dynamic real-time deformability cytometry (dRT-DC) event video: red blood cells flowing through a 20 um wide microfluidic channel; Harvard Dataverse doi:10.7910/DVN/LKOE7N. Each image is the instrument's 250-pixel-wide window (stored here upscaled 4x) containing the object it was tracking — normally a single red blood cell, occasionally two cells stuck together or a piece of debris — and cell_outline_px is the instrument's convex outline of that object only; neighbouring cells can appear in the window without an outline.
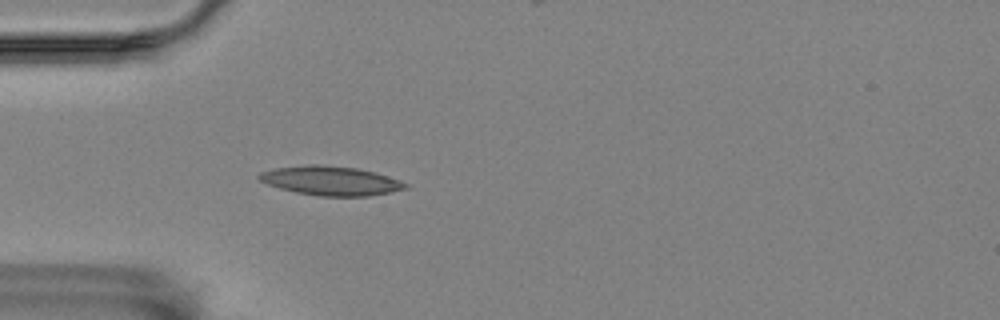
{"species": "Egyptian fruit bat (a non-hibernating species)", "species_latin": "Rousettus aegyptiacus", "temperature_condition": "room temperature", "stored_images_in_passage": 29, "camera_frame_rate_fps": 3000, "um_per_image_px": 0.085, "animal": {"sex": "female"}, "frame": {"image": 1, "passage_image": 5, "time_ms": 1.333, "image_size_px": [1000, 320], "cell_outline_px": [[408, 188], [392, 192], [368, 196], [320, 196], [296, 192], [280, 188], [268, 184], [260, 180], [256, 176], [260, 172], [276, 168], [308, 164], [316, 164], [356, 168], [372, 172], [400, 180], [408, 184]], "centroid_in_image_um": [28.11, 15.37], "position_along_channel_um": 56.9, "area_um2": 24.68}}
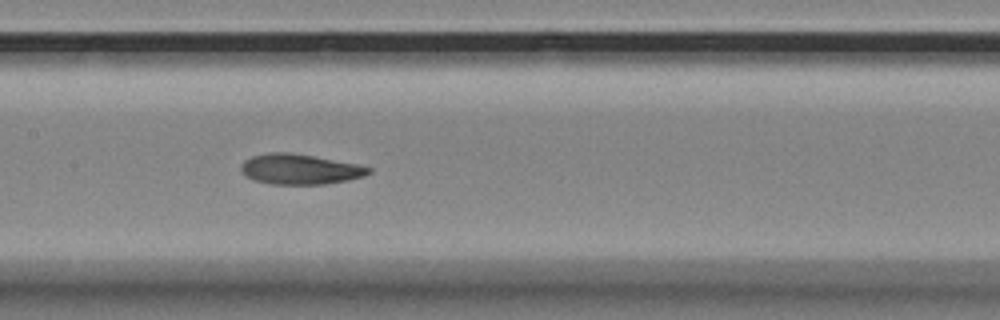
{"frame": {"image": 2, "passage_image": 16, "time_ms": 5.0, "image_size_px": [1000, 320], "cell_outline_px": [[372, 172], [364, 176], [348, 180], [324, 184], [272, 184], [252, 180], [244, 176], [240, 172], [240, 164], [244, 160], [252, 156], [268, 152], [288, 152], [312, 156], [356, 164], [372, 168]], "centroid_in_image_um": [25.43, 14.39], "position_along_channel_um": 182.0, "area_um2": 22.6}}
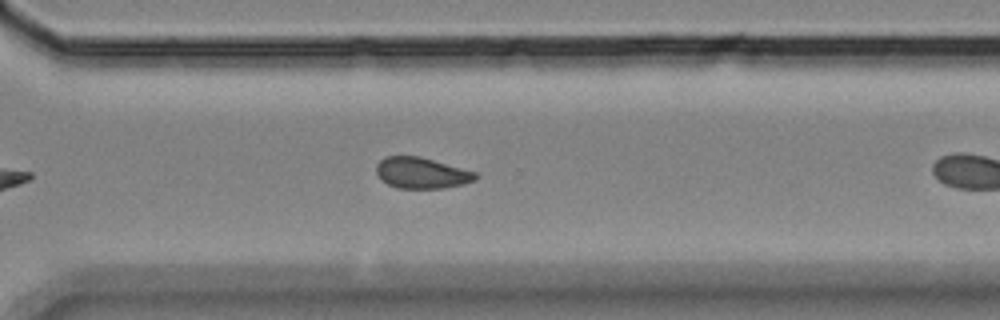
{"frame": {"image": 3, "passage_image": 25, "time_ms": 8.0, "image_size_px": [1000, 320], "cell_outline_px": [[476, 180], [464, 184], [444, 188], [396, 188], [388, 184], [376, 172], [376, 164], [384, 156], [416, 156], [432, 160], [476, 172]], "centroid_in_image_um": [35.82, 14.71], "position_along_channel_um": 334.8, "area_um2": 17.69}}